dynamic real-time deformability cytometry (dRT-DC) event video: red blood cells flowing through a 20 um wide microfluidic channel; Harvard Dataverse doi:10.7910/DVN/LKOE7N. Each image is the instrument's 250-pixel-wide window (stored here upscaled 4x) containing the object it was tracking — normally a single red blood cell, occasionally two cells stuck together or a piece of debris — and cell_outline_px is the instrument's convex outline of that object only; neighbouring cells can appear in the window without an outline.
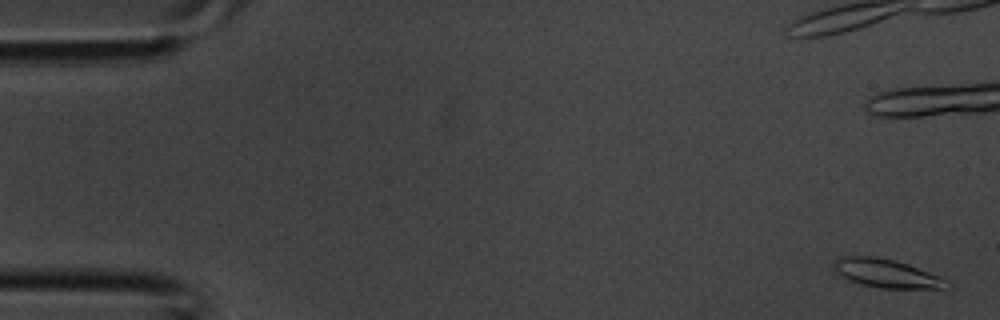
{"species": "common noctule bat (a hibernating species)", "species_latin": "Nyctalus noctula", "temperature_condition": "room temperature", "stored_images_in_passage": 39, "camera_frame_rate_fps": 3000, "um_per_image_px": 0.085, "animal": {"sex": "male", "body_mass_g": 20.1, "forearm_length_mm": 53.5}, "frame": {"image": 1, "passage_image": 1, "time_ms": 0.0, "image_size_px": [1000, 320], "cell_outline_px": [[944, 288], [880, 288], [864, 284], [852, 280], [836, 272], [832, 264], [840, 256], [876, 256], [896, 260], [908, 264], [940, 276]], "centroid_in_image_um": [75.26, 23.2], "position_along_channel_um": 9.7, "area_um2": 18.15}}